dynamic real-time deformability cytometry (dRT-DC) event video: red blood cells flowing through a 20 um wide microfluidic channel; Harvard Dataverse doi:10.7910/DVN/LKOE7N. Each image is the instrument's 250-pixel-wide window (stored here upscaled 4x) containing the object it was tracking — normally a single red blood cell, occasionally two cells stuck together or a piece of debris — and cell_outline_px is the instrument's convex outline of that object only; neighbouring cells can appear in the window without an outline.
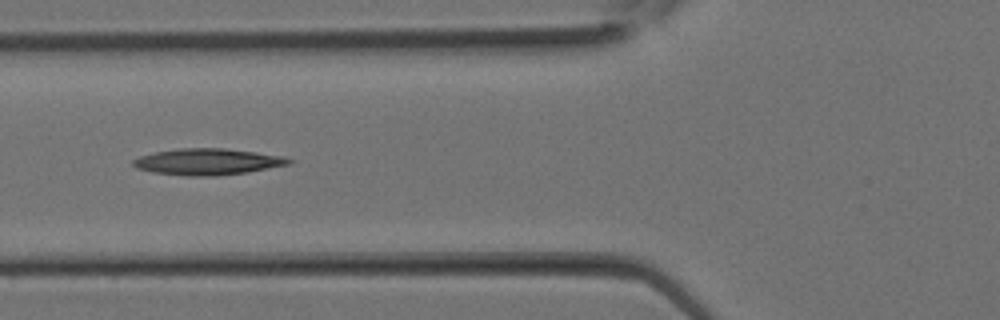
{"species": "Egyptian fruit bat (a non-hibernating species)", "species_latin": "Rousettus aegyptiacus", "temperature_condition": "room temperature", "stored_images_in_passage": 12, "camera_frame_rate_fps": 3000, "um_per_image_px": 0.085, "animal": {"sex": "female"}, "frame": {"image": 1, "passage_image": 9, "time_ms": 2.667, "image_size_px": [1000, 320], "cell_outline_px": [[292, 164], [244, 172], [216, 176], [188, 176], [152, 172], [136, 168], [132, 164], [132, 160], [140, 156], [156, 152], [180, 148], [224, 148], [256, 152], [284, 156], [292, 160]], "centroid_in_image_um": [17.64, 13.74], "position_along_channel_um": 108.2, "area_um2": 23.81}}
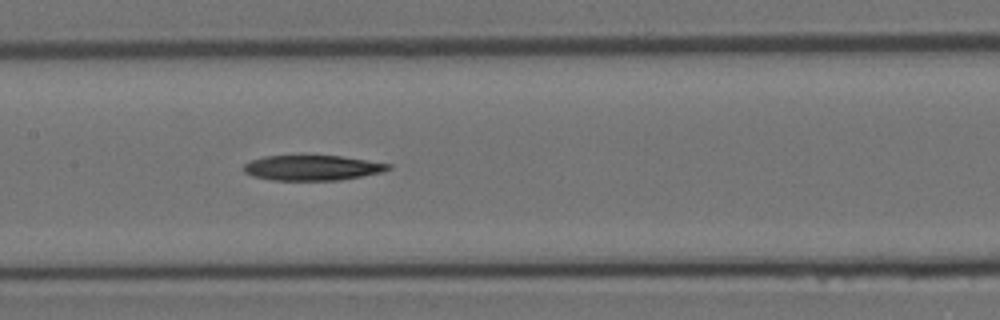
{"frame": {"image": 2, "passage_image": 12, "time_ms": 3.667, "image_size_px": [1000, 320], "cell_outline_px": [[392, 168], [384, 172], [340, 180], [272, 180], [252, 176], [244, 172], [244, 164], [252, 160], [264, 156], [340, 156], [392, 164]], "centroid_in_image_um": [26.57, 14.27], "position_along_channel_um": 180.8, "area_um2": 21.15}}